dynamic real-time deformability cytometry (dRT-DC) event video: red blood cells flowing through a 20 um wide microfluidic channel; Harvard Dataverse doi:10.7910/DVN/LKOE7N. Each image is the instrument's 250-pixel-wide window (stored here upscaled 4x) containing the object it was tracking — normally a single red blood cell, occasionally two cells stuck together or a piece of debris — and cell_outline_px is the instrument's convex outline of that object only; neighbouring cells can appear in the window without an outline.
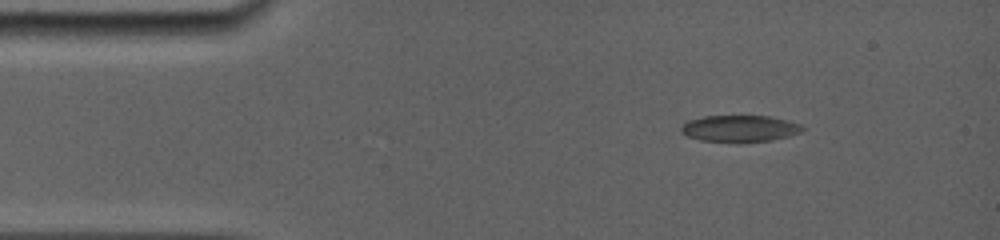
{"species": "common noctule bat (a hibernating species)", "species_latin": "Nyctalus noctula", "temperature_condition": "room temperature", "stored_images_in_passage": 48, "camera_frame_rate_fps": 5000, "um_per_image_px": 0.085, "animal": {"sex": "female", "body_mass_g": 19.0, "forearm_length_mm": 56.7}, "frame": {"image": 1, "passage_image": 2, "time_ms": 0.8, "image_size_px": [1000, 240], "cell_outline_px": [[804, 128], [800, 132], [788, 136], [772, 140], [700, 140], [688, 136], [680, 132], [680, 128], [688, 120], [704, 116], [772, 116], [788, 120], [800, 124]], "centroid_in_image_um": [62.88, 10.89], "position_along_channel_um": 22.1, "area_um2": 18.21}}
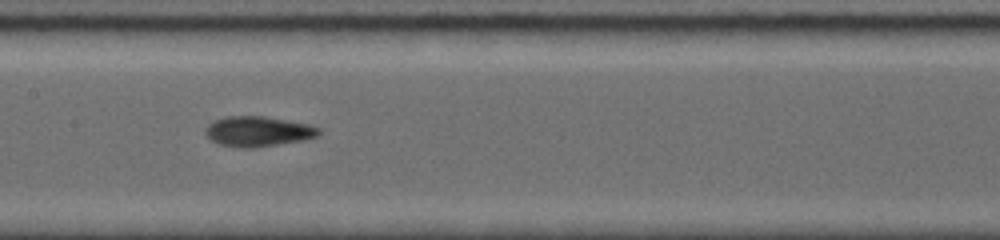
{"frame": {"image": 2, "passage_image": 21, "time_ms": 6.6, "image_size_px": [1000, 240], "cell_outline_px": [[320, 132], [316, 136], [304, 140], [252, 148], [244, 148], [220, 144], [212, 140], [204, 132], [204, 128], [208, 124], [216, 120], [228, 116], [264, 116], [312, 124], [320, 128]], "centroid_in_image_um": [21.96, 11.16], "position_along_channel_um": 185.4, "area_um2": 19.88}}
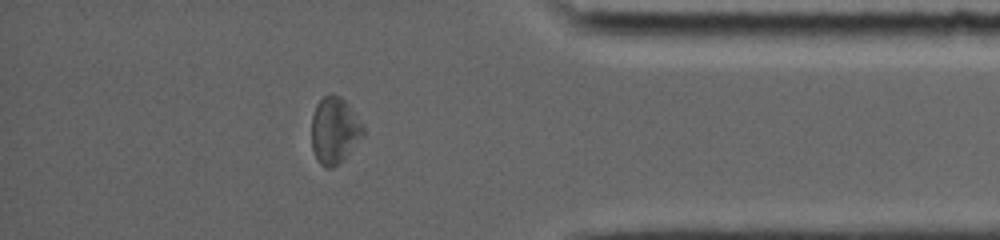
{"frame": {"image": 3, "passage_image": 41, "time_ms": 12.6, "image_size_px": [1000, 240], "cell_outline_px": [[364, 136], [344, 160], [332, 168], [324, 168], [316, 160], [312, 148], [312, 116], [316, 104], [324, 96], [332, 92], [340, 96], [348, 104], [364, 124]], "centroid_in_image_um": [28.45, 11.1], "position_along_channel_um": 406.8, "area_um2": 20.46}, "authors_computed_cell_mechanics": {"area_um2": 19.4208, "velocity_mm_per_s": 3.8923, "shape_relaxation_time_tau1_ms": 4.6175, "shape_relaxation_time_tau2_ms": 3.6729, "deformation_change_tau1": 0.1504, "deformation_change_tau2": 0.1036}}